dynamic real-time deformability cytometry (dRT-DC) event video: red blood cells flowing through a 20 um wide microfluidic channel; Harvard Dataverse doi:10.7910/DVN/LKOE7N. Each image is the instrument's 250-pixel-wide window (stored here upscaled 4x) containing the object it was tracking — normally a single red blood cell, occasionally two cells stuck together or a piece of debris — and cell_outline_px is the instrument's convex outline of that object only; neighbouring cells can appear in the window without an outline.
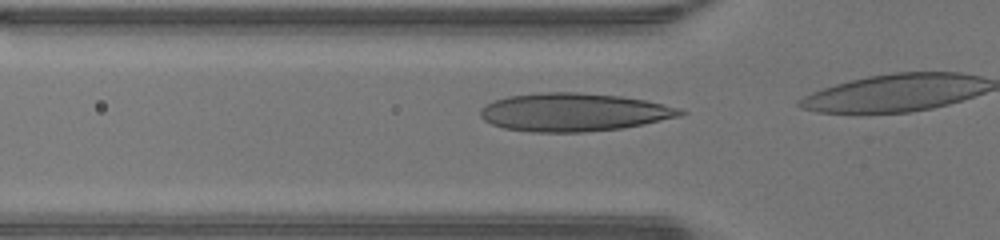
{"species": "human", "species_latin": "Homo sapiens", "temperature_condition": "warm", "stored_images_in_passage": 11, "camera_frame_rate_fps": 3000, "um_per_image_px": 0.085, "donor": {"sex": "male"}, "frame": {"image": 1, "passage_image": 9, "time_ms": 2.667, "image_size_px": [1000, 240], "cell_outline_px": [[688, 112], [680, 116], [644, 124], [624, 128], [584, 132], [532, 132], [504, 128], [492, 124], [484, 120], [480, 116], [480, 108], [484, 104], [508, 96], [544, 92], [576, 92], [620, 96], [644, 100], [664, 104], [680, 108]], "centroid_in_image_um": [48.77, 9.54], "position_along_channel_um": 77.0, "area_um2": 44.51}}